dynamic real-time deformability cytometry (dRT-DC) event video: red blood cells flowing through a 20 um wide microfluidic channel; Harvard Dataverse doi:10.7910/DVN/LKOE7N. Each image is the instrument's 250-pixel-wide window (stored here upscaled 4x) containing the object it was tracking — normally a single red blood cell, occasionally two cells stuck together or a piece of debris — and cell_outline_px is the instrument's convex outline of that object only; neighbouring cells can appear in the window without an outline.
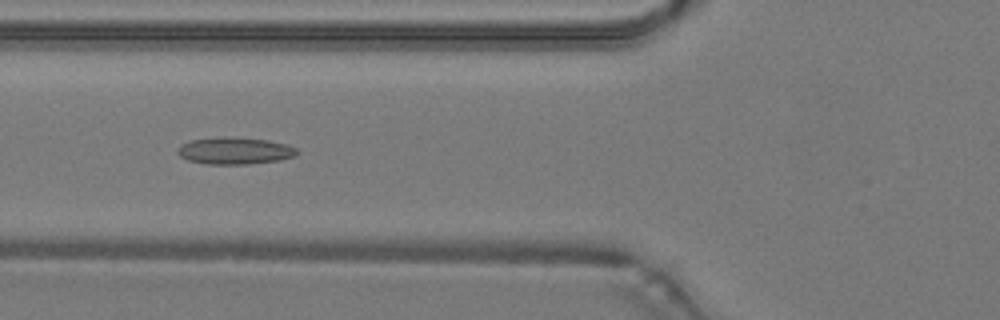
{"species": "common noctule bat (a hibernating species)", "species_latin": "Nyctalus noctula", "temperature_condition": "warm", "stored_images_in_passage": 48, "camera_frame_rate_fps": 3000, "um_per_image_px": 0.085, "animal": {"sex": "male", "body_mass_g": 19.2, "forearm_length_mm": 51.8}, "frame": {"image": 1, "passage_image": 18, "time_ms": 5.667, "image_size_px": [1000, 320], "cell_outline_px": [[296, 156], [280, 160], [248, 164], [208, 164], [188, 160], [180, 156], [176, 152], [176, 148], [180, 144], [192, 140], [220, 136], [232, 136], [268, 140], [288, 144], [296, 148]], "centroid_in_image_um": [19.93, 12.8], "position_along_channel_um": 105.9, "area_um2": 19.02}}
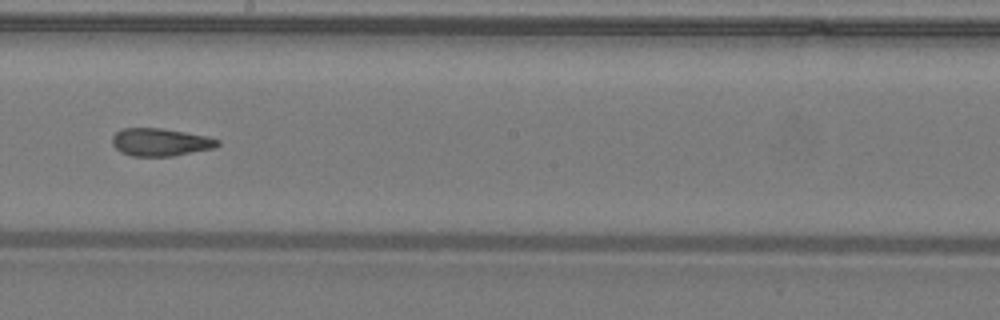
{"frame": {"image": 2, "passage_image": 27, "time_ms": 8.667, "image_size_px": [1000, 320], "cell_outline_px": [[220, 144], [212, 148], [172, 156], [132, 156], [120, 152], [112, 144], [112, 136], [120, 128], [160, 128], [208, 136], [220, 140]], "centroid_in_image_um": [13.6, 12.08], "position_along_channel_um": 234.6, "area_um2": 16.99}}
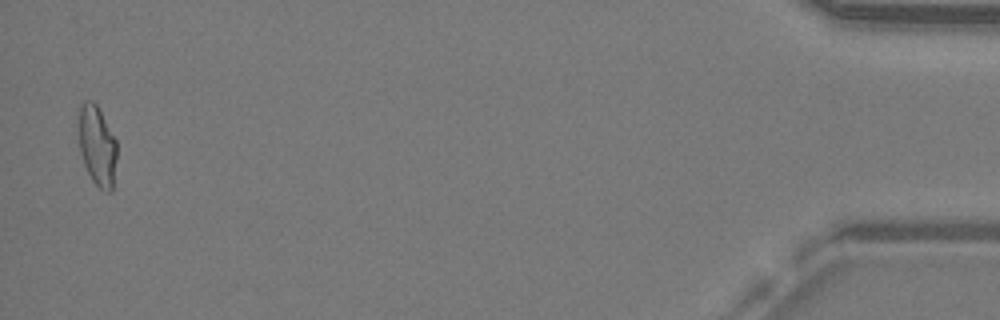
{"frame": {"image": 3, "passage_image": 47, "time_ms": 15.333, "image_size_px": [1000, 320], "cell_outline_px": [[116, 160], [112, 192], [104, 192], [92, 180], [84, 164], [80, 152], [80, 104], [84, 100], [92, 100], [96, 104], [116, 140]], "centroid_in_image_um": [8.27, 12.42], "position_along_channel_um": 426.9, "area_um2": 17.51}, "authors_computed_cell_mechanics": {"area_um2": 17.918, "velocity_mm_per_s": 4.2958, "shape_relaxation_time_tau1_ms": null, "shape_relaxation_time_tau2_ms": 2.4575, "deformation_change_tau1": null, "deformation_change_tau2": 0.1129}}